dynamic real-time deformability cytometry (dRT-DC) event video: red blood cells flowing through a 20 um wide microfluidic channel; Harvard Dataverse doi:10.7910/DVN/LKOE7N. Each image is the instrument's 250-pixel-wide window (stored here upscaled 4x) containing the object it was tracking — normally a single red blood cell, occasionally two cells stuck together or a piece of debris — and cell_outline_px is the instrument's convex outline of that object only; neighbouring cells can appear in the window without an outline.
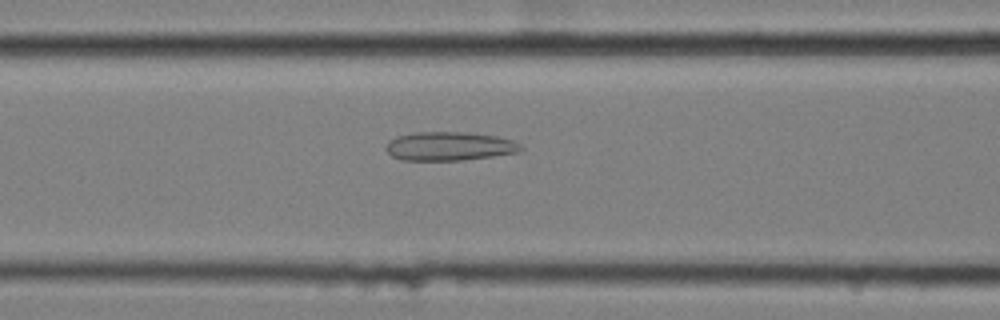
{"species": "common noctule bat (a hibernating species)", "species_latin": "Nyctalus noctula", "temperature_condition": "cold", "stored_images_in_passage": 57, "camera_frame_rate_fps": 3000, "um_per_image_px": 0.085, "animal": {"sex": "female", "body_mass_g": 25.1}, "frame": {"image": 1, "passage_image": 23, "time_ms": 7.333, "image_size_px": [1000, 320], "cell_outline_px": [[524, 148], [520, 152], [464, 160], [400, 160], [392, 156], [384, 148], [388, 140], [396, 136], [416, 132], [468, 132], [496, 136], [512, 140], [520, 144]], "centroid_in_image_um": [38.18, 12.42], "position_along_channel_um": 128.4, "area_um2": 22.77}}
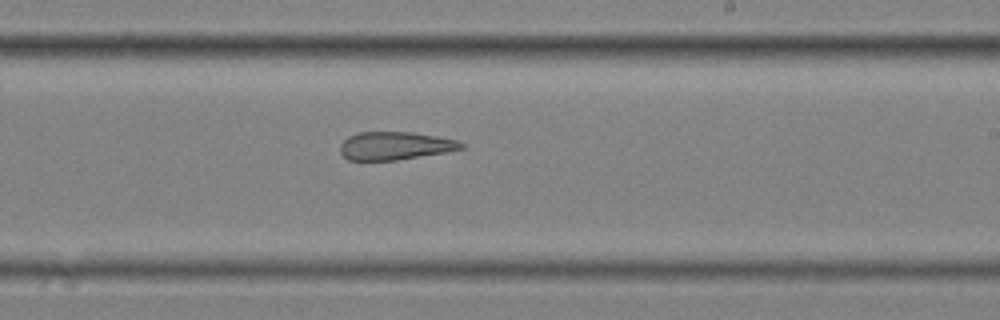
{"frame": {"image": 2, "passage_image": 34, "time_ms": 11.0, "image_size_px": [1000, 320], "cell_outline_px": [[468, 148], [448, 152], [396, 160], [348, 160], [340, 152], [340, 144], [348, 136], [356, 132], [412, 132], [460, 140]], "centroid_in_image_um": [33.63, 12.39], "position_along_channel_um": 255.4, "area_um2": 20.06}}
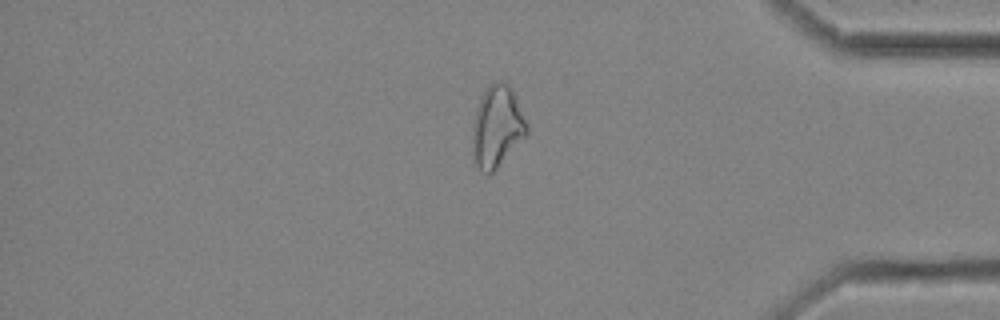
{"frame": {"image": 3, "passage_image": 48, "time_ms": 15.667, "image_size_px": [1000, 320], "cell_outline_px": [[528, 132], [496, 168], [492, 172], [480, 172], [476, 164], [472, 152], [472, 128], [476, 108], [480, 96], [488, 84], [496, 80], [500, 80], [508, 84], [516, 100], [528, 128]], "centroid_in_image_um": [42.19, 10.73], "position_along_channel_um": 393.0, "area_um2": 25.37}, "authors_computed_cell_mechanics": {"area_um2": 25.3164, "velocity_mm_per_s": 3.4796, "shape_relaxation_time_tau1_ms": null, "shape_relaxation_time_tau2_ms": 3.8613, "deformation_change_tau1": null, "deformation_change_tau2": 0.1404}}